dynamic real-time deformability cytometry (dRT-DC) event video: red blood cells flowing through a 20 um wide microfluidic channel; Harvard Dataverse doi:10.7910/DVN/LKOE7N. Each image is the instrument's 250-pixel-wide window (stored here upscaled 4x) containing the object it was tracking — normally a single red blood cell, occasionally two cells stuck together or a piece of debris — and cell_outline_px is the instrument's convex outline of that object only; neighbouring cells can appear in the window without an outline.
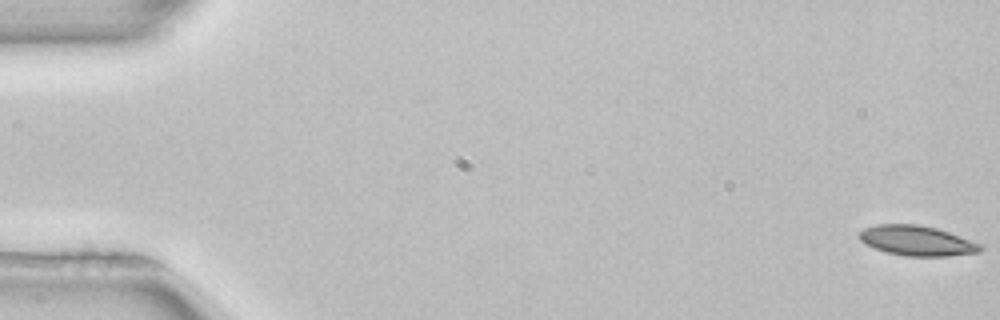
{"species": "common noctule bat (a hibernating species)", "species_latin": "Nyctalus noctula", "temperature_condition": "room temperature", "stored_images_in_passage": 53, "camera_frame_rate_fps": 3000, "um_per_image_px": 0.085, "animal": {"sex": "female", "body_mass_g": 22.7, "forearm_length_mm": 54.2}, "frame": {"image": 1, "passage_image": 1, "time_ms": 0.0, "image_size_px": [1000, 320], "cell_outline_px": [[984, 248], [980, 252], [948, 256], [904, 256], [884, 252], [864, 244], [860, 240], [860, 232], [864, 228], [876, 224], [920, 224], [936, 228], [984, 244]], "centroid_in_image_um": [77.96, 20.46], "position_along_channel_um": 7.0, "area_um2": 21.44}}
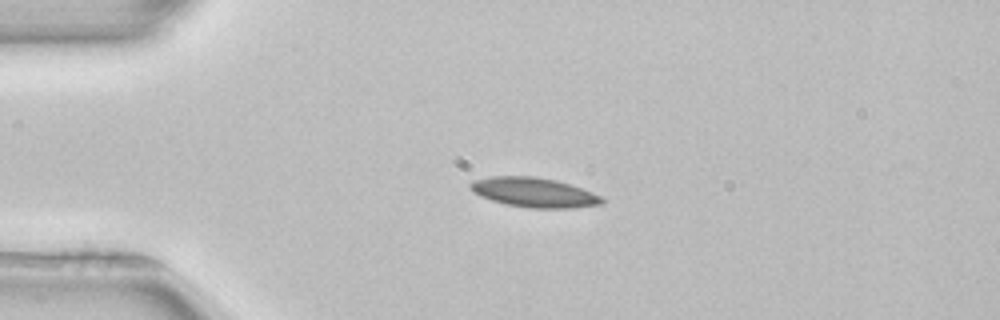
{"frame": {"image": 2, "passage_image": 13, "time_ms": 4.0, "image_size_px": [1000, 320], "cell_outline_px": [[604, 204], [572, 208], [528, 208], [508, 204], [492, 200], [480, 196], [472, 192], [468, 188], [468, 184], [472, 180], [492, 176], [532, 176], [556, 180], [592, 192], [600, 196], [604, 200]], "centroid_in_image_um": [45.35, 16.35], "position_along_channel_um": 39.7, "area_um2": 22.72}}
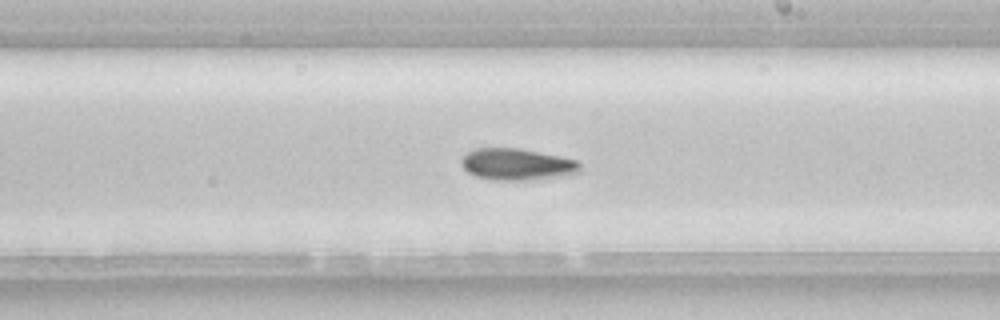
{"frame": {"image": 3, "passage_image": 31, "time_ms": 10.0, "image_size_px": [1000, 320], "cell_outline_px": [[580, 172], [568, 176], [532, 180], [492, 180], [476, 176], [468, 172], [460, 164], [460, 160], [468, 152], [476, 148], [520, 148], [560, 156], [576, 160], [580, 164]], "centroid_in_image_um": [43.97, 13.98], "position_along_channel_um": 245.0, "area_um2": 22.14}}